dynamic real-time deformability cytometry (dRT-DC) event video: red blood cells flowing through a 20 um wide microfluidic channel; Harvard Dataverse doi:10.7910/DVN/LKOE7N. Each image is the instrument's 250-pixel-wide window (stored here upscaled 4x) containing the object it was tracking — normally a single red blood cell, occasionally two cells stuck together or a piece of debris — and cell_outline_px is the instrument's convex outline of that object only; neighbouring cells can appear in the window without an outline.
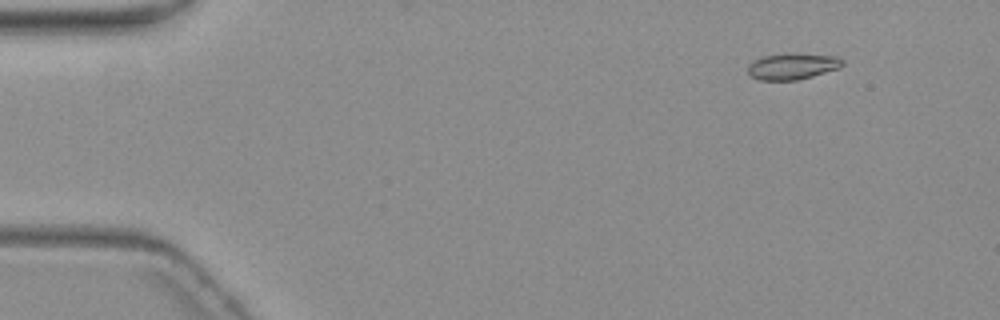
{"species": "common noctule bat (a hibernating species)", "species_latin": "Nyctalus noctula", "temperature_condition": "warm", "stored_images_in_passage": 4, "camera_frame_rate_fps": 3000, "um_per_image_px": 0.085, "animal": {"sex": "female", "body_mass_g": 19.3, "forearm_length_mm": 54.1}, "frame": {"image": 1, "passage_image": 1, "time_ms": 0.0, "image_size_px": [1000, 320], "cell_outline_px": [[844, 64], [840, 68], [812, 76], [796, 80], [760, 80], [752, 76], [748, 72], [748, 64], [752, 60], [764, 56], [788, 52], [792, 52], [836, 56], [844, 60]], "centroid_in_image_um": [67.37, 5.61], "position_along_channel_um": 17.6, "area_um2": 14.74}}
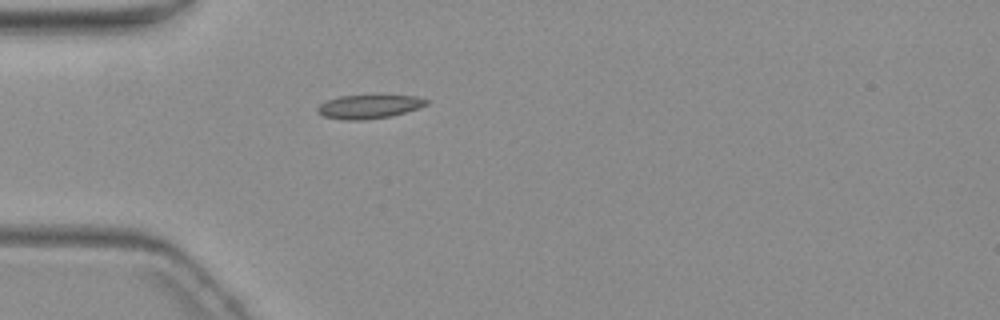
{"frame": {"image": 2, "passage_image": 4, "time_ms": 3.667, "image_size_px": [1000, 320], "cell_outline_px": [[428, 104], [420, 108], [392, 116], [360, 120], [344, 120], [324, 116], [316, 112], [316, 108], [320, 104], [328, 100], [340, 96], [416, 96], [428, 100]], "centroid_in_image_um": [31.36, 9.07], "position_along_channel_um": 53.6, "area_um2": 14.91}}